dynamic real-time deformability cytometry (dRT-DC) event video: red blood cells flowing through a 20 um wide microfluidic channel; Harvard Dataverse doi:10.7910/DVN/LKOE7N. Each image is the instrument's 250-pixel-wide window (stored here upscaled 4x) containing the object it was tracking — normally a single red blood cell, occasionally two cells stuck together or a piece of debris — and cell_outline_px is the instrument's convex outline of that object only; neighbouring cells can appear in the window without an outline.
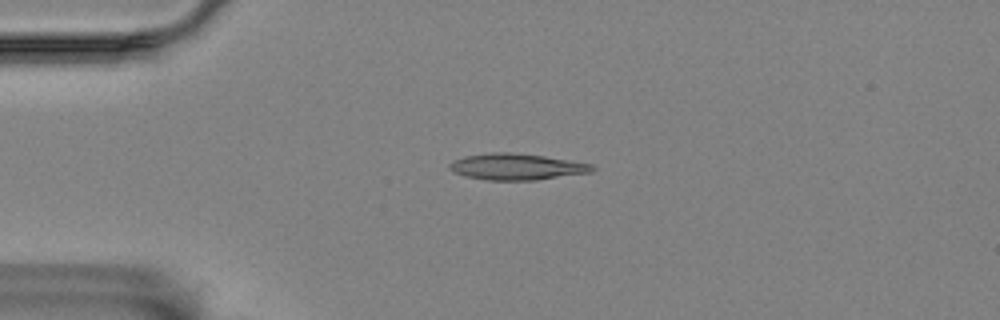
{"species": "Egyptian fruit bat (a non-hibernating species)", "species_latin": "Rousettus aegyptiacus", "temperature_condition": "room temperature", "stored_images_in_passage": 2, "camera_frame_rate_fps": 3000, "um_per_image_px": 0.085, "animal": {"sex": "female"}, "frame": {"image": 1, "passage_image": 1, "time_ms": 0.0, "image_size_px": [1000, 320], "cell_outline_px": [[596, 168], [592, 172], [536, 180], [488, 180], [464, 176], [452, 172], [448, 168], [448, 164], [464, 156], [492, 152], [512, 152], [544, 156], [592, 164]], "centroid_in_image_um": [43.89, 14.17], "position_along_channel_um": 41.1, "area_um2": 21.91}}